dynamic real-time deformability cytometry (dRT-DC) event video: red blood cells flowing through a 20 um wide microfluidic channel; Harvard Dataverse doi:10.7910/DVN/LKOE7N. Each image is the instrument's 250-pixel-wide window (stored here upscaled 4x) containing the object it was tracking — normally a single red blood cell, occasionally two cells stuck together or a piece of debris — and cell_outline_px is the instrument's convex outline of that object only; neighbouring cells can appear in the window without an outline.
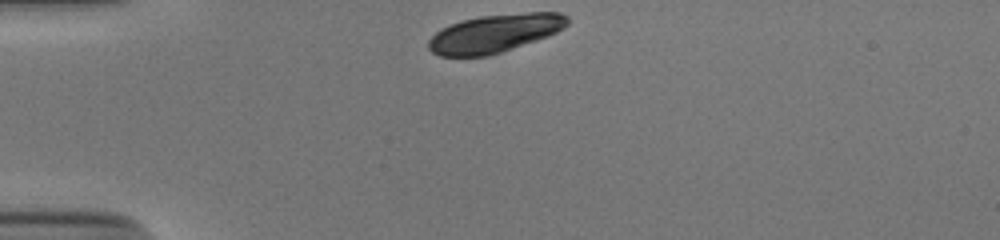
{"species": "human", "species_latin": "Homo sapiens", "temperature_condition": "cold", "stored_images_in_passage": 32, "camera_frame_rate_fps": 3000, "um_per_image_px": 0.085, "donor": {"sex": "male"}, "frame": {"image": 1, "passage_image": 1, "time_ms": 0.0, "image_size_px": [1000, 240], "cell_outline_px": [[568, 24], [564, 28], [548, 36], [488, 56], [440, 56], [432, 52], [428, 48], [428, 40], [440, 28], [460, 20], [480, 16], [528, 12], [560, 12], [568, 16]], "centroid_in_image_um": [42.04, 2.82], "position_along_channel_um": 43.0, "area_um2": 30.92}}
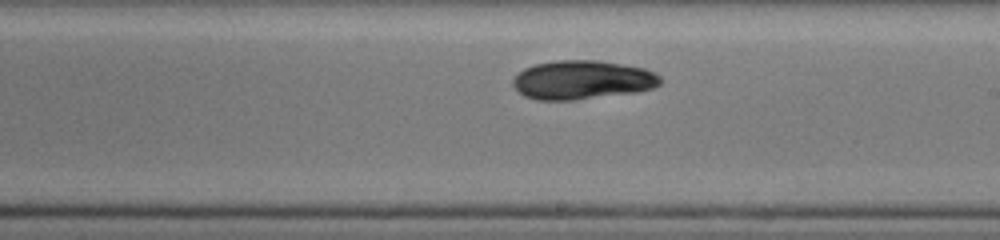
{"frame": {"image": 2, "passage_image": 19, "time_ms": 6.0, "image_size_px": [1000, 240], "cell_outline_px": [[660, 84], [652, 88], [636, 92], [572, 100], [536, 100], [524, 96], [512, 84], [512, 80], [524, 68], [536, 64], [556, 60], [596, 60], [644, 68], [660, 76]], "centroid_in_image_um": [49.47, 6.79], "position_along_channel_um": 239.5, "area_um2": 33.12}}
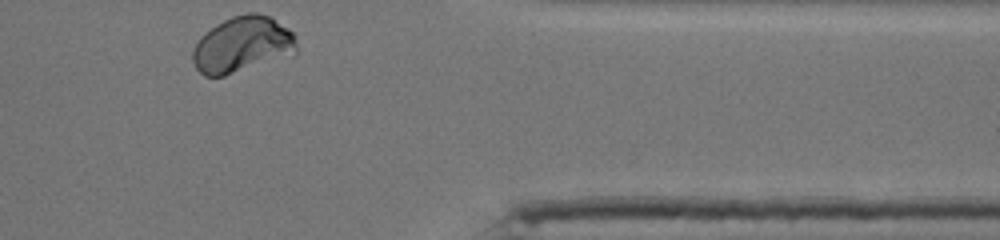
{"frame": {"image": 3, "passage_image": 32, "time_ms": 10.333, "image_size_px": [1000, 240], "cell_outline_px": [[296, 56], [224, 76], [204, 76], [196, 68], [192, 60], [192, 52], [200, 36], [204, 32], [216, 24], [232, 16], [248, 12], [260, 12], [268, 16], [288, 28], [296, 36]], "centroid_in_image_um": [20.63, 3.81], "position_along_channel_um": 390.8, "area_um2": 34.56}, "authors_computed_cell_mechanics": {"area_um2": 32.368, "velocity_mm_per_s": 3.8392, "shape_relaxation_time_tau1_ms": 2.0825, "shape_relaxation_time_tau2_ms": null, "deformation_change_tau1": 0.069, "deformation_change_tau2": null}}